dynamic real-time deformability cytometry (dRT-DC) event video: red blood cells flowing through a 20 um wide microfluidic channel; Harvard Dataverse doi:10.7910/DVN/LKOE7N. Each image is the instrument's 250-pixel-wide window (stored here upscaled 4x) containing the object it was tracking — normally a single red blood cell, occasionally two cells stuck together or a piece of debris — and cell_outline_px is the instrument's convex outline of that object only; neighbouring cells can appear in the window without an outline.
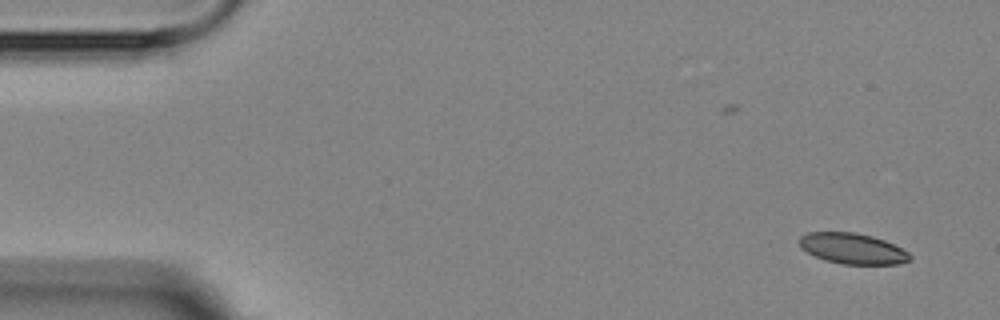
{"species": "Egyptian fruit bat (a non-hibernating species)", "species_latin": "Rousettus aegyptiacus", "temperature_condition": "room temperature", "stored_images_in_passage": 11, "camera_frame_rate_fps": 3000, "um_per_image_px": 0.085, "animal": {"sex": "female"}, "frame": {"image": 1, "passage_image": 2, "time_ms": 2.0, "image_size_px": [1000, 320], "cell_outline_px": [[912, 256], [908, 260], [896, 264], [844, 264], [824, 260], [800, 248], [800, 236], [808, 232], [856, 232], [872, 236], [884, 240], [908, 252]], "centroid_in_image_um": [72.44, 21.12], "position_along_channel_um": 12.6, "area_um2": 19.59}}
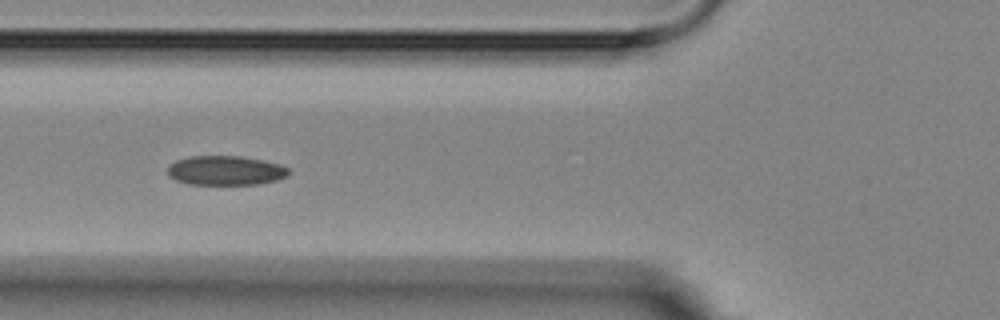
{"frame": {"image": 2, "passage_image": 7, "time_ms": 7.667, "image_size_px": [1000, 320], "cell_outline_px": [[288, 176], [276, 180], [260, 184], [188, 184], [176, 180], [168, 176], [168, 168], [176, 160], [188, 156], [240, 156], [264, 160], [280, 164], [288, 168]], "centroid_in_image_um": [19.18, 14.49], "position_along_channel_um": 106.6, "area_um2": 20.75}}
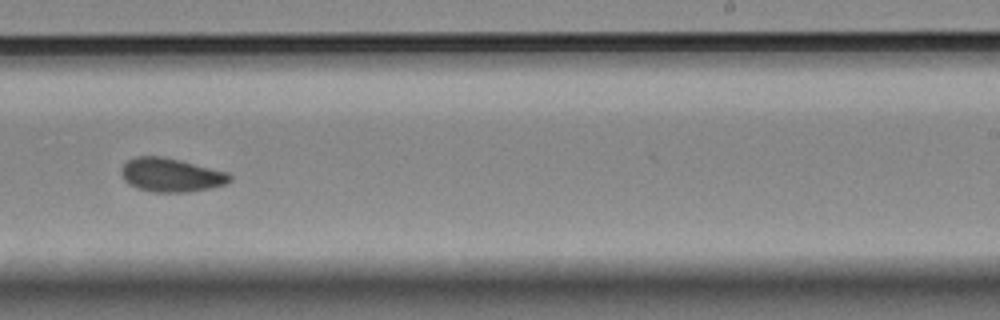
{"frame": {"image": 3, "passage_image": 11, "time_ms": 12.333, "image_size_px": [1000, 320], "cell_outline_px": [[232, 180], [224, 184], [212, 188], [188, 192], [152, 192], [136, 188], [128, 184], [124, 180], [120, 172], [120, 168], [128, 160], [136, 156], [160, 156], [180, 160], [228, 172], [232, 176]], "centroid_in_image_um": [14.52, 14.88], "position_along_channel_um": 274.5, "area_um2": 21.5}}